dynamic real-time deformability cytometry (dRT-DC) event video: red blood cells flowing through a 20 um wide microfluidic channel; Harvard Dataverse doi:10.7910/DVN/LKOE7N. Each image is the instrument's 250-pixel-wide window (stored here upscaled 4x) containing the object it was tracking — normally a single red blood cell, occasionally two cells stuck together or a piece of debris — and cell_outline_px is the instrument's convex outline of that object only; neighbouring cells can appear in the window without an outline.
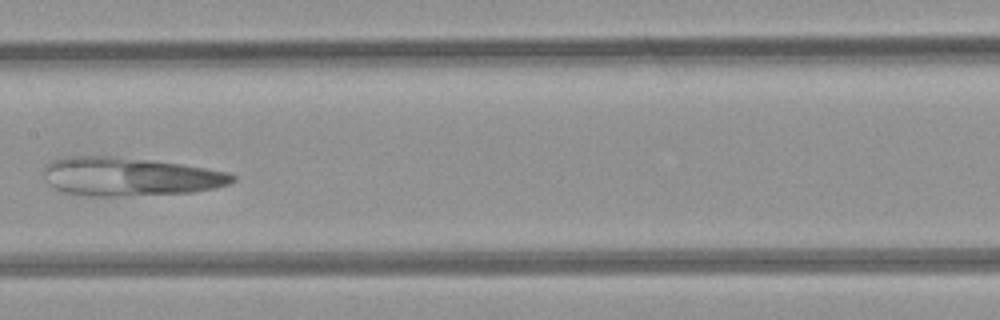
{"species": "common noctule bat (a hibernating species)", "species_latin": "Nyctalus noctula", "temperature_condition": "room temperature", "stored_images_in_passage": 7, "camera_frame_rate_fps": 3000, "um_per_image_px": 0.085, "animal": {"sex": "female", "body_mass_g": 21.9}, "frame": {"image": 1, "passage_image": 7, "time_ms": 6.667, "image_size_px": [1000, 320], "cell_outline_px": [[236, 180], [228, 184], [212, 188], [192, 192], [116, 196], [84, 196], [64, 192], [48, 184], [44, 172], [44, 168], [52, 160], [64, 156], [112, 156], [152, 160], [180, 164], [228, 172], [236, 176]], "centroid_in_image_um": [10.99, 15.0], "position_along_channel_um": 196.4, "area_um2": 42.19}}